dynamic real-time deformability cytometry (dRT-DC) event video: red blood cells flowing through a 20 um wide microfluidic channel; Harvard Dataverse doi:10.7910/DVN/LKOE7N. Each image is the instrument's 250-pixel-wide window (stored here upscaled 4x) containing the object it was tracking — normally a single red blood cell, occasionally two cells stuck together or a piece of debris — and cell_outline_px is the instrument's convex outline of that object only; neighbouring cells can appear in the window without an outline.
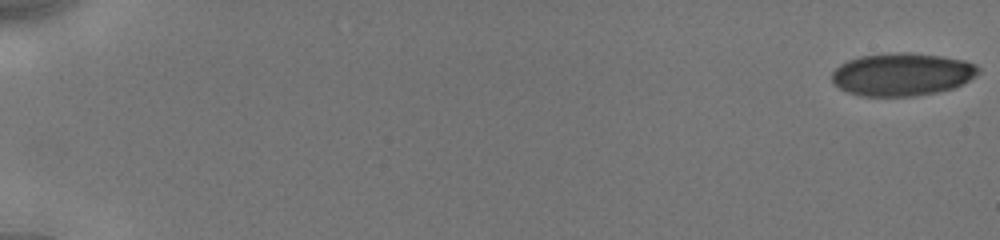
{"species": "human", "species_latin": "Homo sapiens", "temperature_condition": "cold", "stored_images_in_passage": 32, "camera_frame_rate_fps": 3000, "um_per_image_px": 0.085, "donor": {"sex": "male"}, "frame": {"image": 1, "passage_image": 1, "time_ms": 0.0, "image_size_px": [1000, 240], "cell_outline_px": [[980, 72], [968, 80], [952, 88], [936, 92], [912, 96], [864, 96], [848, 92], [840, 88], [832, 80], [832, 72], [840, 64], [848, 60], [860, 56], [900, 52], [908, 52], [940, 56], [964, 60], [976, 64], [980, 68]], "centroid_in_image_um": [76.67, 6.31], "position_along_channel_um": 8.3, "area_um2": 36.24}}
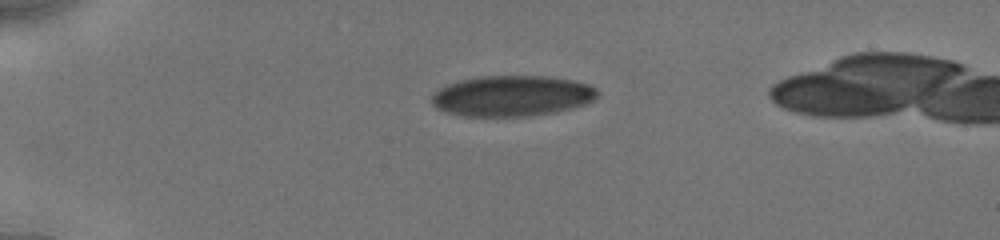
{"frame": {"image": 2, "passage_image": 25, "time_ms": 4.667, "image_size_px": [1000, 240], "cell_outline_px": [[600, 92], [592, 100], [584, 104], [572, 108], [556, 112], [528, 116], [464, 116], [448, 112], [436, 108], [432, 104], [432, 96], [440, 88], [448, 84], [460, 80], [480, 76], [544, 76], [572, 80], [588, 84], [596, 88]], "centroid_in_image_um": [43.53, 8.15], "position_along_channel_um": 41.5, "area_um2": 39.19}}